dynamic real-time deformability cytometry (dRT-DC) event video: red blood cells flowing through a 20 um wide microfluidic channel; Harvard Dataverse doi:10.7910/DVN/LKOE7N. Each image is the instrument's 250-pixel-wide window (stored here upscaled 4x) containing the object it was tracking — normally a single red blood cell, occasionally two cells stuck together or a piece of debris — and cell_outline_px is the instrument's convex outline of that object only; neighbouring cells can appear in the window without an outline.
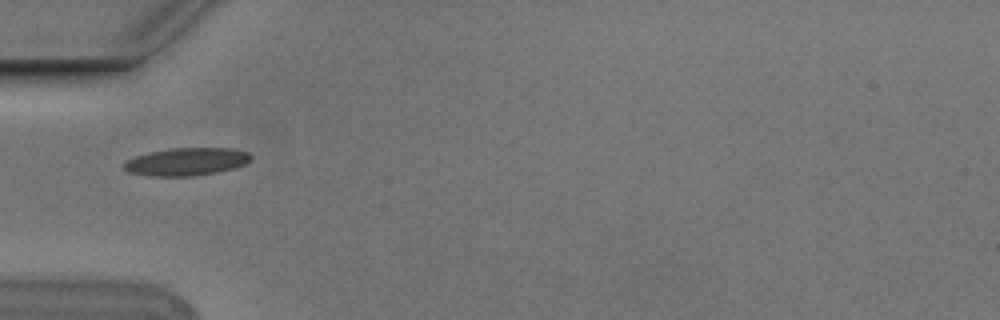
{"species": "Egyptian fruit bat (a non-hibernating species)", "species_latin": "Rousettus aegyptiacus", "temperature_condition": "cold", "stored_images_in_passage": 5, "camera_frame_rate_fps": 3000, "um_per_image_px": 0.085, "animal": {"sex": "male"}, "frame": {"image": 1, "passage_image": 3, "time_ms": 0.667, "image_size_px": [1000, 320], "cell_outline_px": [[252, 156], [244, 164], [232, 168], [216, 172], [192, 176], [152, 176], [128, 172], [124, 168], [124, 160], [132, 156], [148, 152], [168, 148], [232, 148], [248, 152]], "centroid_in_image_um": [15.78, 13.73], "position_along_channel_um": 69.2, "area_um2": 20.58}}
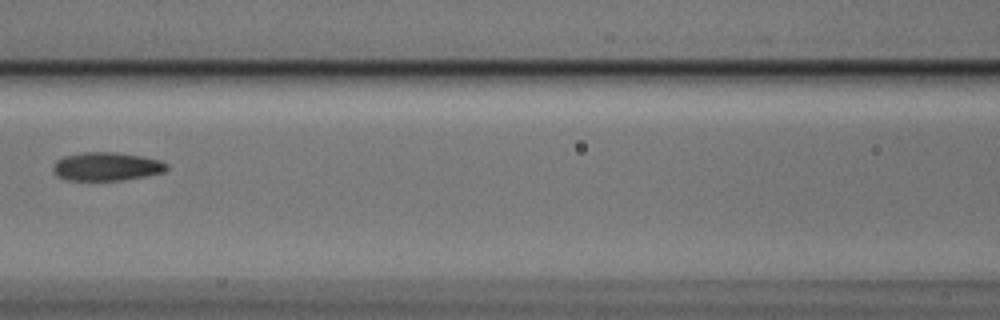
{"frame": {"image": 2, "passage_image": 5, "time_ms": 1.333, "image_size_px": [1000, 320], "cell_outline_px": [[168, 168], [164, 172], [144, 176], [120, 180], [64, 180], [56, 176], [52, 168], [56, 160], [64, 156], [84, 152], [116, 152], [140, 156], [160, 160], [168, 164]], "centroid_in_image_um": [9.03, 14.15], "position_along_channel_um": 157.6, "area_um2": 18.84}}